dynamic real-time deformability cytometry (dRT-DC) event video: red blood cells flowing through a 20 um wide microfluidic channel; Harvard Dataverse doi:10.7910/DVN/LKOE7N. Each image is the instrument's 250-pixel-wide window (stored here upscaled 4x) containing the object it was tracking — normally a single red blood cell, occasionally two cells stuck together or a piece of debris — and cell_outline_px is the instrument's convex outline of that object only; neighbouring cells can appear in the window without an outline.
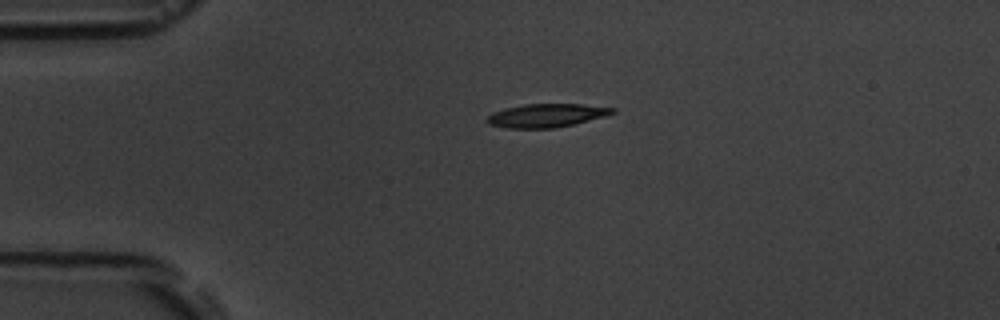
{"species": "common noctule bat (a hibernating species)", "species_latin": "Nyctalus noctula", "temperature_condition": "room temperature", "stored_images_in_passage": 2, "camera_frame_rate_fps": 3000, "um_per_image_px": 0.085, "animal": {"sex": "male", "body_mass_g": 19.5, "forearm_length_mm": 54.6}, "frame": {"image": 1, "passage_image": 1, "time_ms": 0.0, "image_size_px": [1000, 320], "cell_outline_px": [[616, 112], [604, 116], [556, 128], [508, 128], [488, 124], [484, 120], [492, 112], [504, 108], [524, 104], [580, 104], [616, 108]], "centroid_in_image_um": [46.4, 9.81], "position_along_channel_um": 38.6, "area_um2": 17.11}}